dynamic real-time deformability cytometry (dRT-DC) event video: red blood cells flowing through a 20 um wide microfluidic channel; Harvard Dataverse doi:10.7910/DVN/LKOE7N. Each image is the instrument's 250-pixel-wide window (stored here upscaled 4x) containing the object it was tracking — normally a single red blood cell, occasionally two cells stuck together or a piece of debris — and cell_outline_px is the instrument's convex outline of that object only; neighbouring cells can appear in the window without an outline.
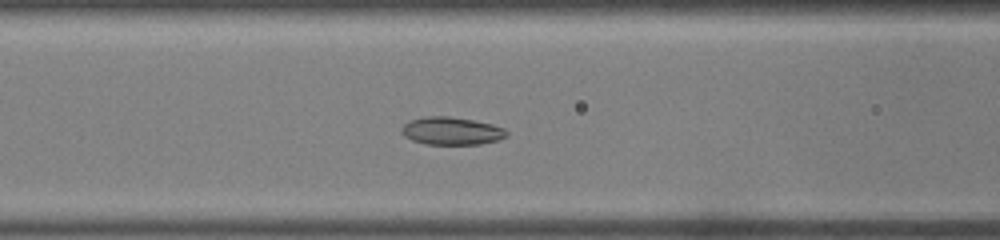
{"species": "common noctule bat (a hibernating species)", "species_latin": "Nyctalus noctula", "temperature_condition": "warm", "stored_images_in_passage": 34, "camera_frame_rate_fps": 3000, "um_per_image_px": 0.085, "animal": {"sex": "male", "body_mass_g": 19.0, "forearm_length_mm": 50.8}, "frame": {"image": 1, "passage_image": 12, "time_ms": 3.667, "image_size_px": [1000, 240], "cell_outline_px": [[508, 136], [500, 140], [480, 144], [424, 144], [412, 140], [404, 136], [400, 132], [404, 124], [408, 120], [428, 116], [448, 116], [472, 120], [492, 124], [504, 128], [508, 132]], "centroid_in_image_um": [38.38, 11.13], "position_along_channel_um": 128.2, "area_um2": 17.11}}
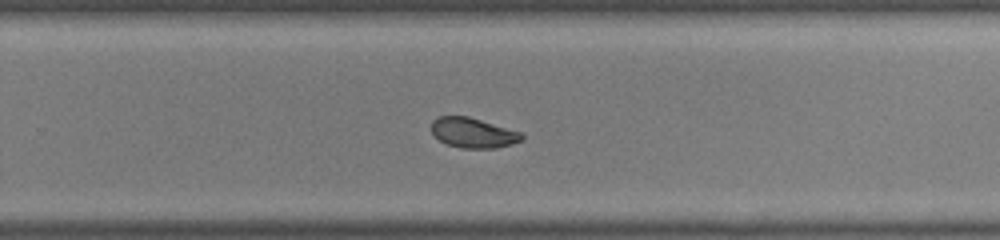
{"frame": {"image": 2, "passage_image": 21, "time_ms": 6.667, "image_size_px": [1000, 240], "cell_outline_px": [[524, 140], [512, 144], [496, 148], [460, 148], [444, 144], [432, 136], [432, 120], [436, 116], [468, 116], [520, 132], [524, 136]], "centroid_in_image_um": [40.17, 11.3], "position_along_channel_um": 289.6, "area_um2": 16.01}}
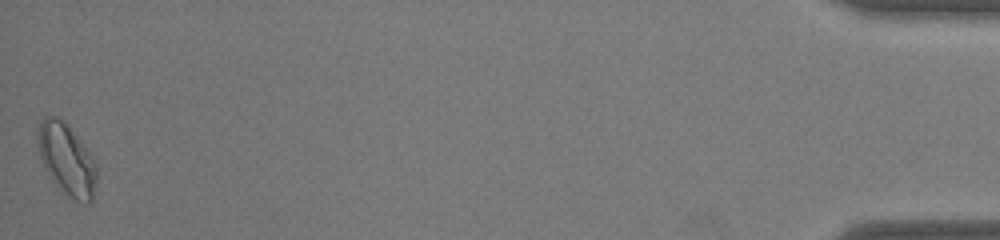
{"frame": {"image": 3, "passage_image": 34, "time_ms": 11.0, "image_size_px": [1000, 240], "cell_outline_px": [[96, 180], [92, 200], [88, 204], [76, 200], [68, 196], [48, 176], [44, 168], [40, 156], [36, 140], [36, 132], [44, 116], [56, 116], [64, 120], [80, 140], [92, 156], [96, 164]], "centroid_in_image_um": [5.64, 13.53], "position_along_channel_um": 429.6, "area_um2": 24.57}}